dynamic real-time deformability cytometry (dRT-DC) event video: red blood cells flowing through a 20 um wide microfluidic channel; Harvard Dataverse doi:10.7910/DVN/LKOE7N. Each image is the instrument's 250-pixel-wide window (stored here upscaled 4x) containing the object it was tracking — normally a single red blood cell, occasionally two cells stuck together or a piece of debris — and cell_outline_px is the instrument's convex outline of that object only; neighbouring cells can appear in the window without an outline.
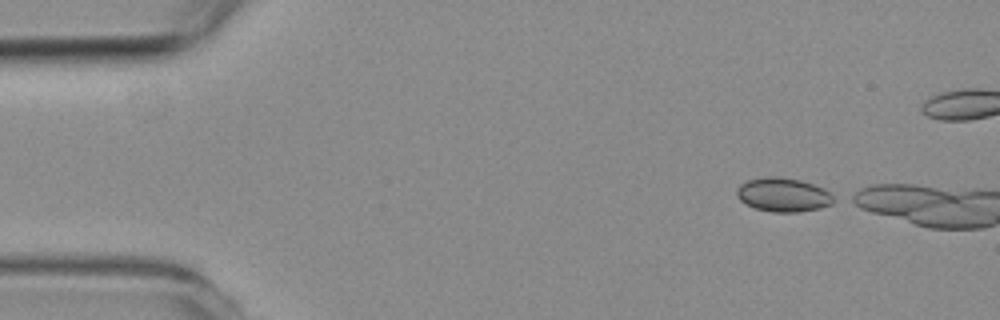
{"species": "common noctule bat (a hibernating species)", "species_latin": "Nyctalus noctula", "temperature_condition": "room temperature", "stored_images_in_passage": 5, "camera_frame_rate_fps": 3000, "um_per_image_px": 0.085, "animal": {"sex": "female", "body_mass_g": 19.3, "forearm_length_mm": 54.1}, "frame": {"image": 1, "passage_image": 1, "time_ms": 0.0, "image_size_px": [1000, 320], "cell_outline_px": [[840, 200], [832, 204], [820, 208], [796, 212], [772, 212], [756, 208], [740, 200], [736, 196], [736, 188], [740, 184], [748, 180], [768, 176], [776, 176], [800, 180], [824, 188], [836, 196]], "centroid_in_image_um": [66.63, 16.55], "position_along_channel_um": 18.4, "area_um2": 19.36}}